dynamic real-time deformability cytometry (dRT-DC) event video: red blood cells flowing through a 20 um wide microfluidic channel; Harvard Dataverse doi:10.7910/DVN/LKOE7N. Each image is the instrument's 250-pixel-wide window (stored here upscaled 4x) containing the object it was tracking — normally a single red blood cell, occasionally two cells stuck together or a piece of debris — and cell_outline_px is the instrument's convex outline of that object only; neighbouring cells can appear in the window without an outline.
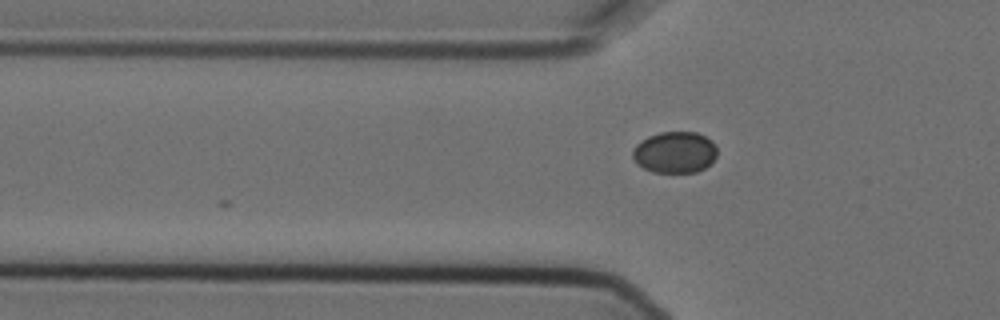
{"species": "Egyptian fruit bat (a non-hibernating species)", "species_latin": "Rousettus aegyptiacus", "temperature_condition": "cold", "stored_images_in_passage": 6, "segment_of_instrument_passage": [2, 2], "camera_frame_rate_fps": 3000, "um_per_image_px": 0.085, "animal": {"sex": "female"}, "frame": {"image": 1, "passage_image": 6, "time_ms": 1.667, "image_size_px": [1000, 320], "cell_outline_px": [[716, 156], [704, 168], [696, 172], [652, 172], [644, 168], [632, 156], [632, 152], [636, 144], [640, 140], [648, 136], [660, 132], [696, 132], [712, 140], [716, 144]], "centroid_in_image_um": [57.36, 12.93], "position_along_channel_um": 68.4, "area_um2": 20.29}}